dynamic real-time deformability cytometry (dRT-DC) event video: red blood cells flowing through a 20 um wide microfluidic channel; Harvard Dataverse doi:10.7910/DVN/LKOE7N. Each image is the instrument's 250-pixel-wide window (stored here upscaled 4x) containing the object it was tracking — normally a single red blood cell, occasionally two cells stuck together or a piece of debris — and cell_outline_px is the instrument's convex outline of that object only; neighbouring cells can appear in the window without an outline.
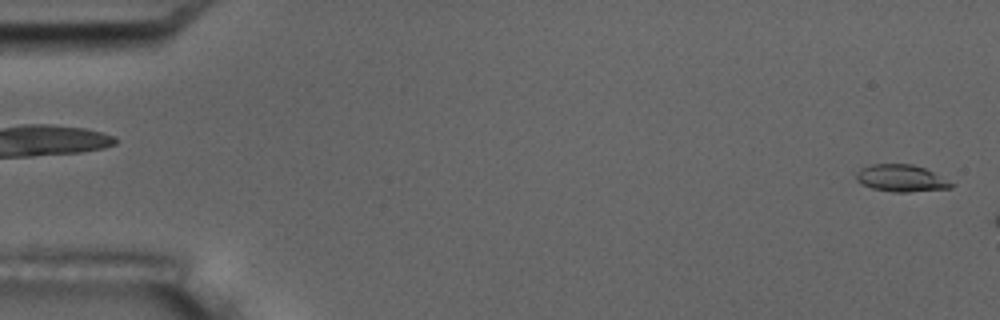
{"species": "common noctule bat (a hibernating species)", "species_latin": "Nyctalus noctula", "temperature_condition": "room temperature", "stored_images_in_passage": 6, "segment_of_instrument_passage": [2, 2], "camera_frame_rate_fps": 3000, "um_per_image_px": 0.085, "animal": {"sex": "male", "body_mass_g": 17.5, "forearm_length_mm": 52.3}, "frame": {"image": 1, "passage_image": 6, "time_ms": 6.0, "image_size_px": [1000, 320], "cell_outline_px": [[956, 184], [952, 188], [908, 192], [892, 192], [872, 188], [860, 184], [856, 180], [856, 172], [860, 168], [872, 164], [912, 164], [924, 168]], "centroid_in_image_um": [76.58, 15.15], "position_along_channel_um": 8.4, "area_um2": 15.03}}